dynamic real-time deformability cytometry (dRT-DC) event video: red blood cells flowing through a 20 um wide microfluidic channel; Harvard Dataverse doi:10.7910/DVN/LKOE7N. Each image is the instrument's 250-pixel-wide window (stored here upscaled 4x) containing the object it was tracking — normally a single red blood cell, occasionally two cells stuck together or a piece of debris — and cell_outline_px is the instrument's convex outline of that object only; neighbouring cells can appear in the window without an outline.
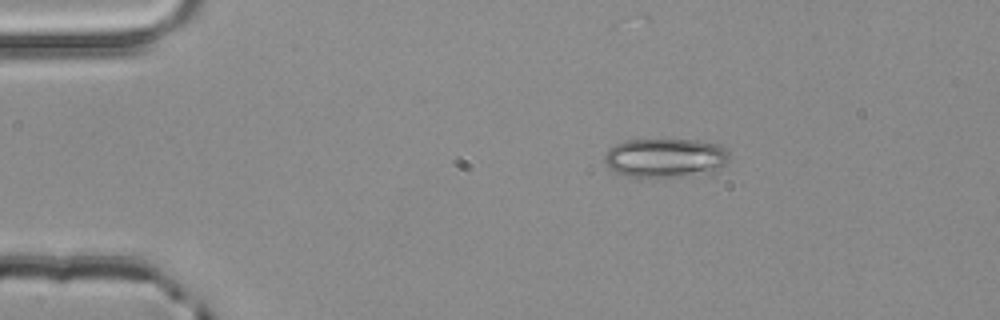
{"species": "common noctule bat (a hibernating species)", "species_latin": "Nyctalus noctula", "temperature_condition": "room temperature", "stored_images_in_passage": 2, "camera_frame_rate_fps": 3000, "um_per_image_px": 0.085, "animal": {"sex": "male", "body_mass_g": 20.4}, "frame": {"image": 1, "passage_image": 1, "time_ms": 0.0, "image_size_px": [1000, 320], "cell_outline_px": [[732, 156], [724, 164], [712, 172], [680, 176], [628, 176], [616, 172], [604, 160], [604, 152], [608, 148], [624, 140], [696, 140], [720, 144]], "centroid_in_image_um": [56.57, 13.39], "position_along_channel_um": 28.4, "area_um2": 28.21}}